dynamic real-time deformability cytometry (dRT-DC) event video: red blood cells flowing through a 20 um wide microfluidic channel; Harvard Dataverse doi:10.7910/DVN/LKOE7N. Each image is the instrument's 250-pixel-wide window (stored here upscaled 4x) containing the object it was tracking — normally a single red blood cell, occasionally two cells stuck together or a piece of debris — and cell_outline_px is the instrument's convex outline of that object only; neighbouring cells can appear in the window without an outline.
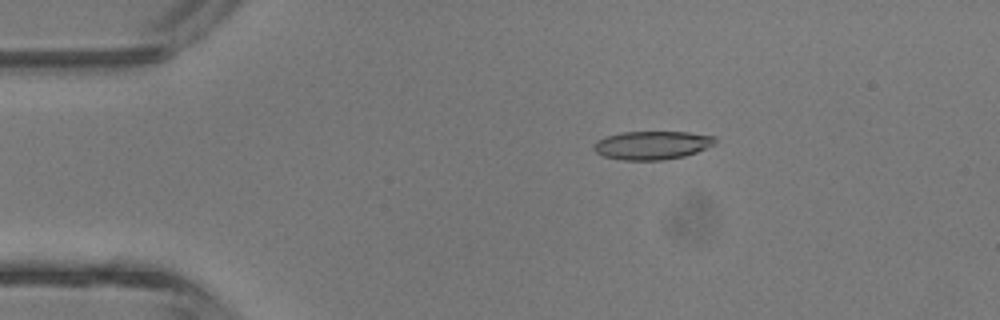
{"species": "common noctule bat (a hibernating species)", "species_latin": "Nyctalus noctula", "temperature_condition": "room temperature", "stored_images_in_passage": 4, "camera_frame_rate_fps": 3000, "um_per_image_px": 0.085, "animal": {"sex": "male", "body_mass_g": 13.3}, "frame": {"image": 1, "passage_image": 3, "time_ms": 2.333, "image_size_px": [1000, 320], "cell_outline_px": [[716, 144], [696, 152], [684, 156], [664, 160], [624, 160], [604, 156], [596, 152], [592, 148], [596, 140], [608, 136], [624, 132], [688, 132], [716, 136]], "centroid_in_image_um": [55.45, 12.34], "position_along_channel_um": 29.5, "area_um2": 20.11}}